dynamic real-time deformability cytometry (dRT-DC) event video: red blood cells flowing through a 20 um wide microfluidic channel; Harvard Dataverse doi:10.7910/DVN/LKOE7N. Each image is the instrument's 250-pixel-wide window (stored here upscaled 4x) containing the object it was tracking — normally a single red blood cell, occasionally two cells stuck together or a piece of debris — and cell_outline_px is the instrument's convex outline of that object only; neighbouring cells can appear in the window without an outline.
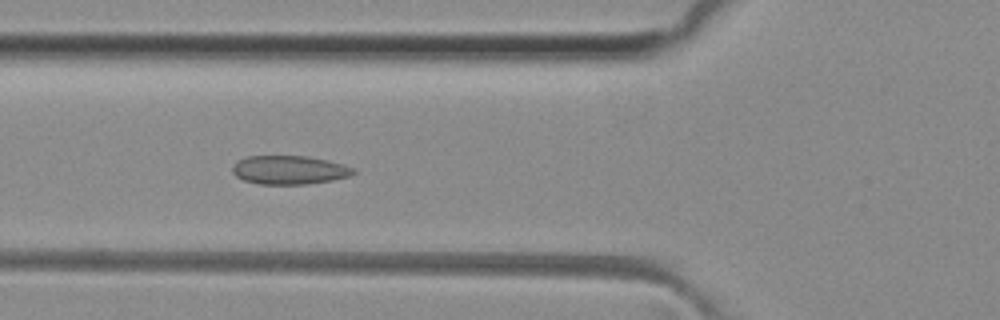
{"species": "common noctule bat (a hibernating species)", "species_latin": "Nyctalus noctula", "temperature_condition": "room temperature", "stored_images_in_passage": 42, "camera_frame_rate_fps": 3000, "um_per_image_px": 0.085, "animal": {"sex": "female", "body_mass_g": 29.2, "forearm_length_mm": 56.3}, "frame": {"image": 1, "passage_image": 10, "time_ms": 3.0, "image_size_px": [1000, 320], "cell_outline_px": [[356, 172], [352, 176], [332, 180], [308, 184], [260, 184], [244, 180], [236, 176], [232, 172], [232, 168], [236, 160], [248, 156], [308, 156], [328, 160], [356, 168]], "centroid_in_image_um": [24.62, 14.44], "position_along_channel_um": 101.2, "area_um2": 20.4}}
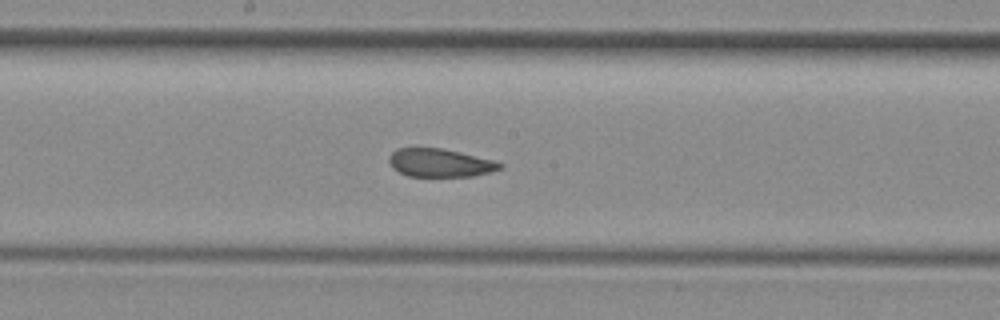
{"frame": {"image": 2, "passage_image": 18, "time_ms": 5.667, "image_size_px": [1000, 320], "cell_outline_px": [[504, 168], [492, 172], [472, 176], [408, 176], [392, 168], [388, 160], [388, 156], [396, 148], [440, 148], [460, 152], [496, 160], [504, 164]], "centroid_in_image_um": [37.44, 13.84], "position_along_channel_um": 210.8, "area_um2": 18.44}}
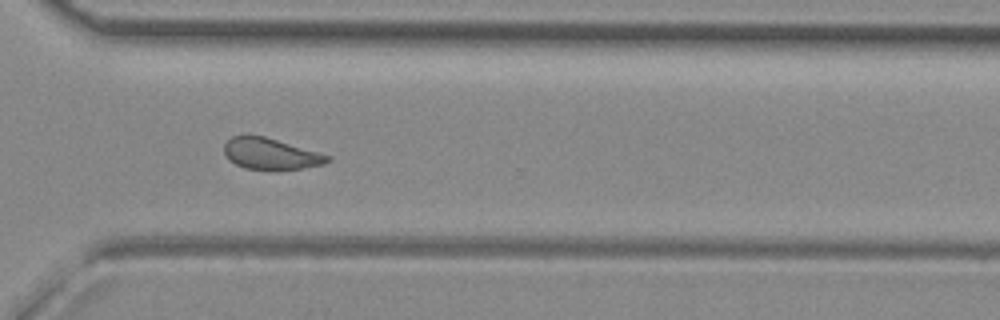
{"frame": {"image": 3, "passage_image": 28, "time_ms": 9.0, "image_size_px": [1000, 320], "cell_outline_px": [[332, 160], [324, 164], [304, 168], [244, 168], [228, 160], [224, 152], [224, 144], [232, 136], [264, 136], [332, 156]], "centroid_in_image_um": [23.02, 13.06], "position_along_channel_um": 347.6, "area_um2": 18.38}, "authors_computed_cell_mechanics": {"area_um2": 19.6809, "velocity_mm_per_s": 4.1077, "shape_relaxation_time_tau1_ms": null, "shape_relaxation_time_tau2_ms": 1.8297, "deformation_change_tau1": null, "deformation_change_tau2": 0.0729}}